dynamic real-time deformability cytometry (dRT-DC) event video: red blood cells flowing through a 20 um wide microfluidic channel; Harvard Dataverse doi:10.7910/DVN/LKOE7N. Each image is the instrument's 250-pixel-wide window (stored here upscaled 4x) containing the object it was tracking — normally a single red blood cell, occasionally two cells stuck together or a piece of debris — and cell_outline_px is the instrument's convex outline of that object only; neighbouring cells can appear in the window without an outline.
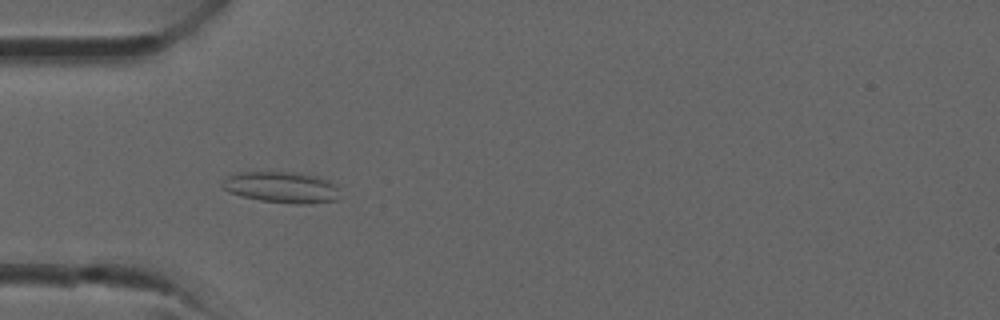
{"species": "common noctule bat (a hibernating species)", "species_latin": "Nyctalus noctula", "temperature_condition": "room temperature", "stored_images_in_passage": 36, "camera_frame_rate_fps": 3000, "um_per_image_px": 0.085, "animal": {"sex": "male", "forearm_length_mm": 52.5}, "frame": {"image": 1, "passage_image": 11, "time_ms": 3.333, "image_size_px": [1000, 320], "cell_outline_px": [[340, 196], [336, 200], [312, 204], [292, 204], [260, 200], [228, 192], [220, 184], [228, 176], [236, 172], [296, 172], [320, 176], [336, 184]], "centroid_in_image_um": [23.98, 15.92], "position_along_channel_um": 61.0, "area_um2": 21.62}}
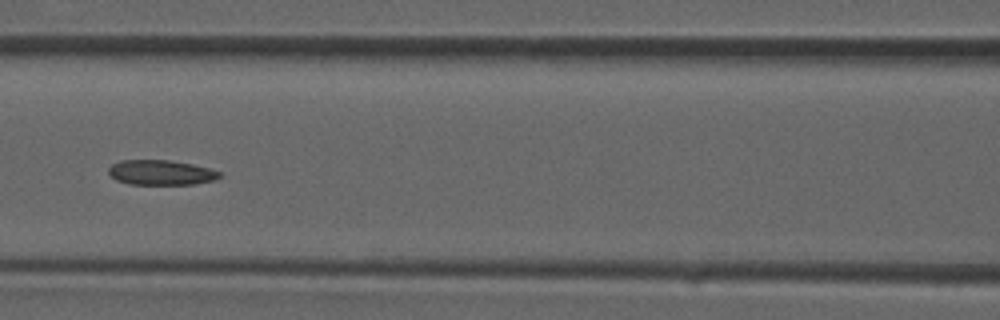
{"frame": {"image": 2, "passage_image": 16, "time_ms": 5.0, "image_size_px": [1000, 320], "cell_outline_px": [[220, 176], [212, 180], [192, 184], [128, 184], [116, 180], [108, 172], [108, 168], [112, 164], [120, 160], [168, 160], [192, 164], [212, 168], [220, 172]], "centroid_in_image_um": [13.65, 14.66], "position_along_channel_um": 152.9, "area_um2": 16.07}}
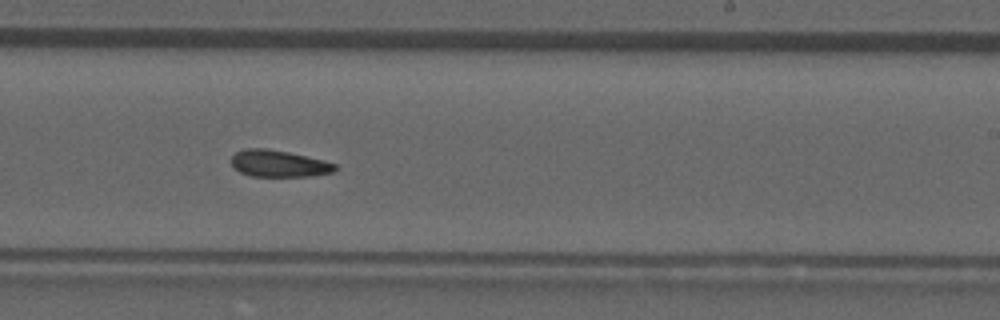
{"frame": {"image": 3, "passage_image": 22, "time_ms": 7.0, "image_size_px": [1000, 320], "cell_outline_px": [[340, 168], [332, 172], [312, 176], [252, 176], [240, 172], [232, 164], [232, 156], [236, 152], [244, 148], [268, 148], [288, 152], [324, 160], [336, 164]], "centroid_in_image_um": [23.73, 13.9], "position_along_channel_um": 265.3, "area_um2": 16.18}}